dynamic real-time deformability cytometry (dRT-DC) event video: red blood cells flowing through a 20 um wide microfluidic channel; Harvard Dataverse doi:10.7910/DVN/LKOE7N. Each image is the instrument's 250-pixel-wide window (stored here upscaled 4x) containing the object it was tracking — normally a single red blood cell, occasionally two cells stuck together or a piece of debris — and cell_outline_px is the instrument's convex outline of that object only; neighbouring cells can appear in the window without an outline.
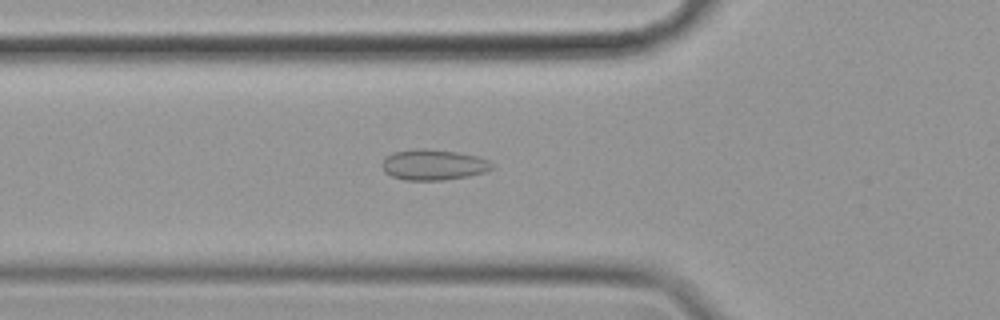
{"species": "common noctule bat (a hibernating species)", "species_latin": "Nyctalus noctula", "temperature_condition": "cold", "stored_images_in_passage": 56, "camera_frame_rate_fps": 3000, "um_per_image_px": 0.085, "animal": {"sex": "female", "body_mass_g": 19.9}, "frame": {"image": 1, "passage_image": 19, "time_ms": 6.0, "image_size_px": [1000, 320], "cell_outline_px": [[496, 164], [492, 168], [484, 172], [468, 176], [444, 180], [404, 180], [392, 176], [384, 172], [380, 164], [392, 152], [412, 148], [428, 148], [456, 152], [480, 156]], "centroid_in_image_um": [36.84, 13.99], "position_along_channel_um": 89.0, "area_um2": 19.94}}
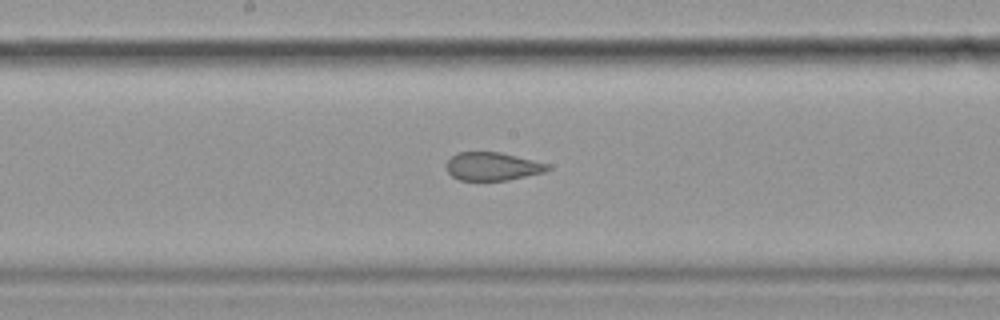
{"frame": {"image": 2, "passage_image": 29, "time_ms": 9.333, "image_size_px": [1000, 320], "cell_outline_px": [[552, 168], [544, 172], [508, 180], [460, 180], [452, 176], [448, 172], [448, 160], [456, 152], [500, 152], [548, 164]], "centroid_in_image_um": [41.86, 14.14], "position_along_channel_um": 206.3, "area_um2": 16.42}}
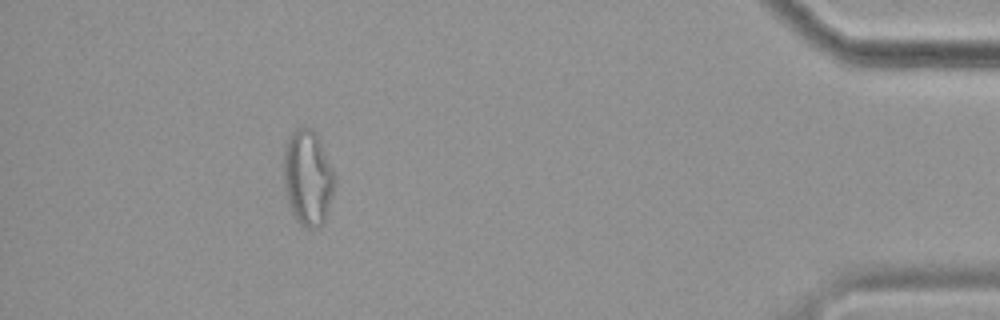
{"frame": {"image": 3, "passage_image": 51, "time_ms": 16.667, "image_size_px": [1000, 320], "cell_outline_px": [[336, 184], [324, 224], [320, 228], [308, 228], [300, 224], [296, 220], [292, 212], [284, 192], [284, 152], [288, 136], [296, 128], [312, 128], [316, 132], [336, 176]], "centroid_in_image_um": [26.18, 15.13], "position_along_channel_um": 409.0, "area_um2": 28.78}, "authors_computed_cell_mechanics": {"area_um2": 21.5883, "velocity_mm_per_s": 3.5267, "shape_relaxation_time_tau1_ms": null, "shape_relaxation_time_tau2_ms": 1.6021, "deformation_change_tau1": null, "deformation_change_tau2": 0.0683}}